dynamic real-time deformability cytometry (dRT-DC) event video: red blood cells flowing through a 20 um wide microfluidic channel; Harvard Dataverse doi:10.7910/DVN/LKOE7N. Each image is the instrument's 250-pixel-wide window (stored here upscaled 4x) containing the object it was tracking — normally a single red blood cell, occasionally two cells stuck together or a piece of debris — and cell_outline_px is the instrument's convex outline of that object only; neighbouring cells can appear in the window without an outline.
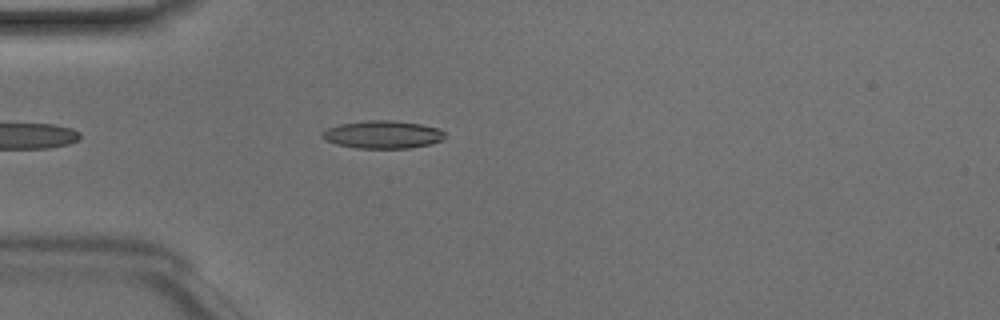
{"species": "Egyptian fruit bat (a non-hibernating species)", "species_latin": "Rousettus aegyptiacus", "temperature_condition": "room temperature", "stored_images_in_passage": 20, "camera_frame_rate_fps": 3000, "um_per_image_px": 0.085, "animal": {"sex": "male"}, "frame": {"image": 1, "passage_image": 5, "time_ms": 1.333, "image_size_px": [1000, 320], "cell_outline_px": [[444, 136], [440, 140], [428, 144], [408, 148], [356, 148], [336, 144], [324, 140], [320, 136], [320, 132], [328, 128], [340, 124], [364, 120], [392, 120], [420, 124], [440, 128], [444, 132]], "centroid_in_image_um": [32.47, 11.43], "position_along_channel_um": 52.5, "area_um2": 19.88}}
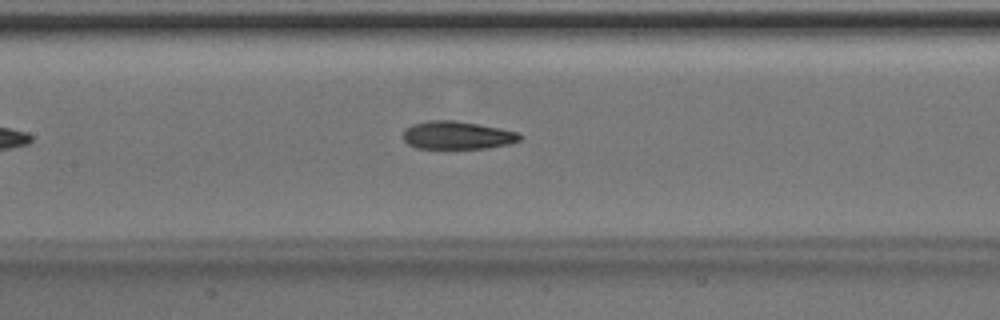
{"frame": {"image": 2, "passage_image": 14, "time_ms": 4.333, "image_size_px": [1000, 320], "cell_outline_px": [[524, 136], [520, 140], [508, 144], [484, 148], [416, 148], [408, 144], [404, 140], [404, 128], [412, 124], [428, 120], [452, 120], [500, 128], [516, 132]], "centroid_in_image_um": [38.84, 11.49], "position_along_channel_um": 168.6, "area_um2": 18.9}}
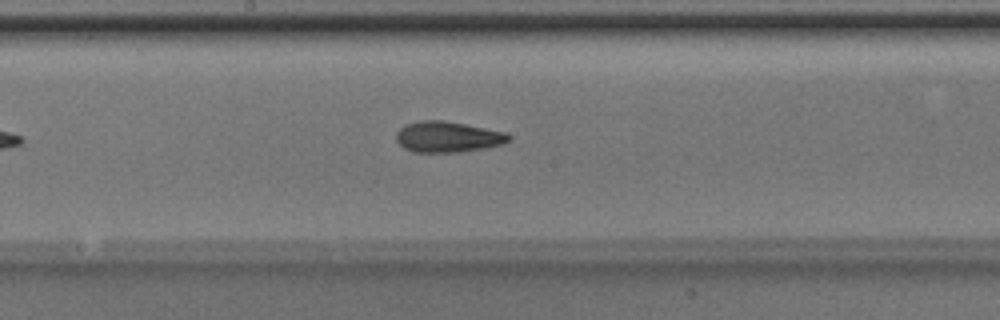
{"frame": {"image": 3, "passage_image": 17, "time_ms": 5.333, "image_size_px": [1000, 320], "cell_outline_px": [[512, 136], [504, 144], [484, 148], [460, 152], [412, 152], [404, 148], [396, 140], [396, 132], [404, 124], [420, 120], [444, 120], [504, 132]], "centroid_in_image_um": [38.02, 11.63], "position_along_channel_um": 210.2, "area_um2": 20.23}}